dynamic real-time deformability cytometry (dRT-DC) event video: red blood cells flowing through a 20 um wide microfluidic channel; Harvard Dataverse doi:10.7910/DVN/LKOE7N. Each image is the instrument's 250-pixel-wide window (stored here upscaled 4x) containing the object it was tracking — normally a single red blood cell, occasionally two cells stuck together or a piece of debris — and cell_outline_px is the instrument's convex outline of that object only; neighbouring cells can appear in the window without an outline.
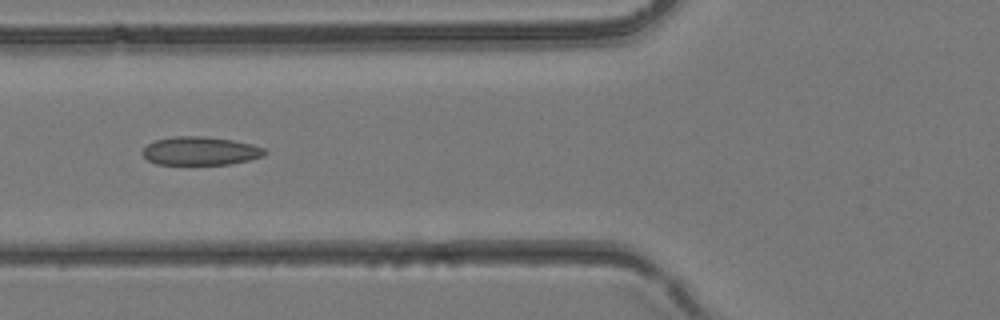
{"species": "common noctule bat (a hibernating species)", "species_latin": "Nyctalus noctula", "temperature_condition": "room temperature", "stored_images_in_passage": 5, "camera_frame_rate_fps": 3000, "um_per_image_px": 0.085, "animal": {"sex": "female", "body_mass_g": 24.6, "forearm_length_mm": 56.2}, "frame": {"image": 1, "passage_image": 5, "time_ms": 1.333, "image_size_px": [1000, 320], "cell_outline_px": [[268, 152], [264, 156], [232, 164], [156, 164], [148, 160], [140, 152], [148, 144], [156, 140], [176, 136], [204, 136], [232, 140], [252, 144], [264, 148]], "centroid_in_image_um": [17.04, 12.83], "position_along_channel_um": 108.8, "area_um2": 20.23}}